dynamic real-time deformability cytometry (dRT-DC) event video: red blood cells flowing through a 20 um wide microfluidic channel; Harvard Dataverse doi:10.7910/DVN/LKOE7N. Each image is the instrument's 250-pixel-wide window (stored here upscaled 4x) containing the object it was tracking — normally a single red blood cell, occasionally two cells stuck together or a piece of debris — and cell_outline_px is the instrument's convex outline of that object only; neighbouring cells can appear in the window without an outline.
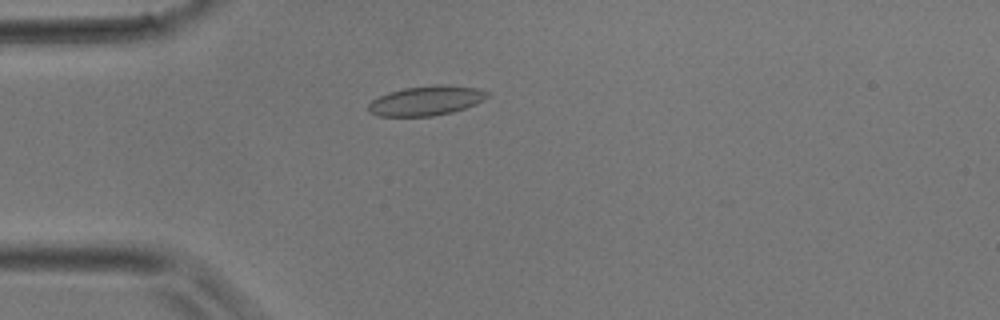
{"species": "common noctule bat (a hibernating species)", "species_latin": "Nyctalus noctula", "temperature_condition": "room temperature", "stored_images_in_passage": 41, "camera_frame_rate_fps": 3000, "um_per_image_px": 0.085, "animal": {"sex": "male", "body_mass_g": 17.9}, "frame": {"image": 1, "passage_image": 11, "time_ms": 3.333, "image_size_px": [1000, 320], "cell_outline_px": [[488, 96], [484, 100], [476, 104], [452, 112], [432, 116], [380, 116], [368, 112], [368, 104], [372, 100], [388, 92], [404, 88], [436, 84], [440, 84], [476, 88], [488, 92]], "centroid_in_image_um": [36.21, 8.56], "position_along_channel_um": 48.8, "area_um2": 20.46}}
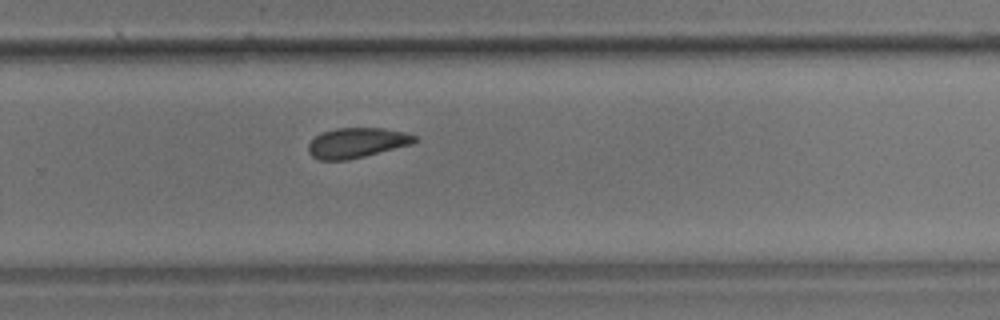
{"frame": {"image": 2, "passage_image": 27, "time_ms": 8.667, "image_size_px": [1000, 320], "cell_outline_px": [[420, 140], [412, 144], [348, 160], [320, 160], [312, 156], [308, 152], [308, 144], [316, 136], [324, 132], [336, 128], [384, 128], [404, 132], [416, 136]], "centroid_in_image_um": [30.35, 12.14], "position_along_channel_um": 299.5, "area_um2": 18.55}}
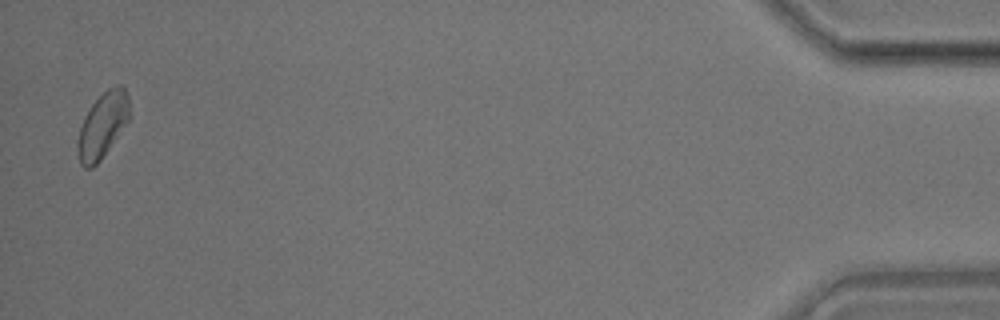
{"frame": {"image": 3, "passage_image": 40, "time_ms": 13.0, "image_size_px": [1000, 320], "cell_outline_px": [[132, 116], [100, 160], [92, 168], [84, 168], [80, 164], [76, 148], [76, 140], [84, 116], [92, 104], [108, 88], [120, 84], [124, 88], [128, 96]], "centroid_in_image_um": [8.72, 10.65], "position_along_channel_um": 426.5, "area_um2": 19.88}}